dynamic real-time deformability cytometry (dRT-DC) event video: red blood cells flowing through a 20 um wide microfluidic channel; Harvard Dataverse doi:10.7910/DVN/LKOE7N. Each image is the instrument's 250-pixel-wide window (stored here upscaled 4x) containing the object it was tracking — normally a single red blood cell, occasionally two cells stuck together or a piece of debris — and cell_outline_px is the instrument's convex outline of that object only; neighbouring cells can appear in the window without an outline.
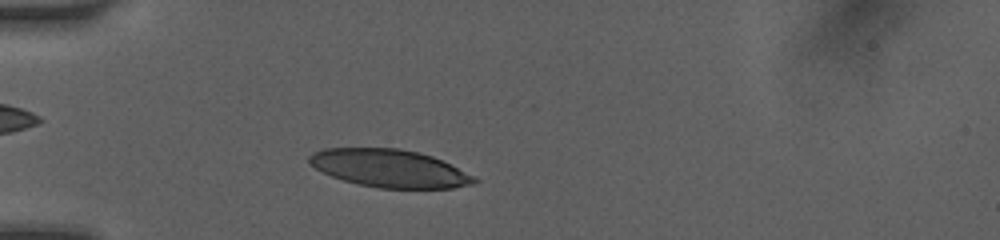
{"species": "human", "species_latin": "Homo sapiens", "temperature_condition": "room temperature", "stored_images_in_passage": 37, "camera_frame_rate_fps": 3000, "um_per_image_px": 0.085, "donor": {"sex": "female"}, "frame": {"image": 1, "passage_image": 8, "time_ms": 2.0, "image_size_px": [1000, 240], "cell_outline_px": [[480, 180], [472, 184], [452, 188], [380, 188], [360, 184], [344, 180], [332, 176], [308, 164], [308, 156], [312, 152], [324, 148], [396, 148], [416, 152], [432, 156], [476, 176]], "centroid_in_image_um": [33.1, 14.3], "position_along_channel_um": 51.9, "area_um2": 36.18}}
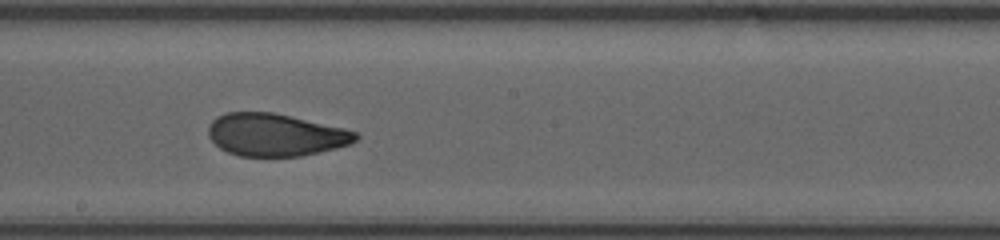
{"frame": {"image": 2, "passage_image": 20, "time_ms": 6.667, "image_size_px": [1000, 240], "cell_outline_px": [[360, 136], [352, 144], [336, 148], [300, 156], [240, 156], [228, 152], [220, 148], [208, 136], [208, 124], [216, 116], [224, 112], [272, 112], [344, 128], [360, 132]], "centroid_in_image_um": [23.41, 11.45], "position_along_channel_um": 224.8, "area_um2": 36.65}}
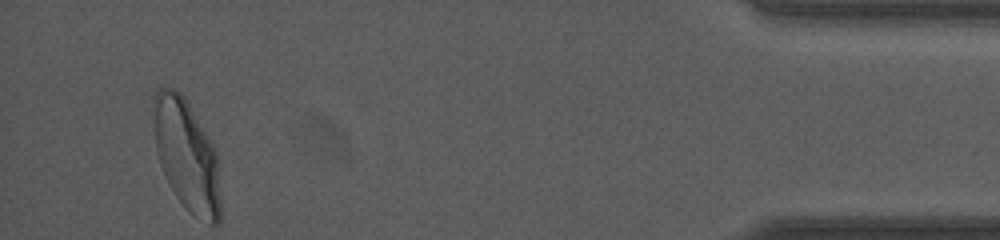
{"frame": {"image": 3, "passage_image": 37, "time_ms": 13.0, "image_size_px": [1000, 240], "cell_outline_px": [[220, 220], [216, 224], [208, 224], [192, 216], [188, 212], [176, 196], [160, 164], [156, 152], [152, 100], [156, 92], [160, 88], [172, 88], [180, 92], [184, 96], [212, 144], [216, 152], [220, 200]], "centroid_in_image_um": [15.85, 13.22], "position_along_channel_um": 419.3, "area_um2": 43.12}, "authors_computed_cell_mechanics": {"area_um2": 37.57, "velocity_mm_per_s": 4.0966, "shape_relaxation_time_tau1_ms": 6.9562, "shape_relaxation_time_tau2_ms": 0.7884, "deformation_change_tau1": 0.2263, "deformation_change_tau2": 0.0658}}